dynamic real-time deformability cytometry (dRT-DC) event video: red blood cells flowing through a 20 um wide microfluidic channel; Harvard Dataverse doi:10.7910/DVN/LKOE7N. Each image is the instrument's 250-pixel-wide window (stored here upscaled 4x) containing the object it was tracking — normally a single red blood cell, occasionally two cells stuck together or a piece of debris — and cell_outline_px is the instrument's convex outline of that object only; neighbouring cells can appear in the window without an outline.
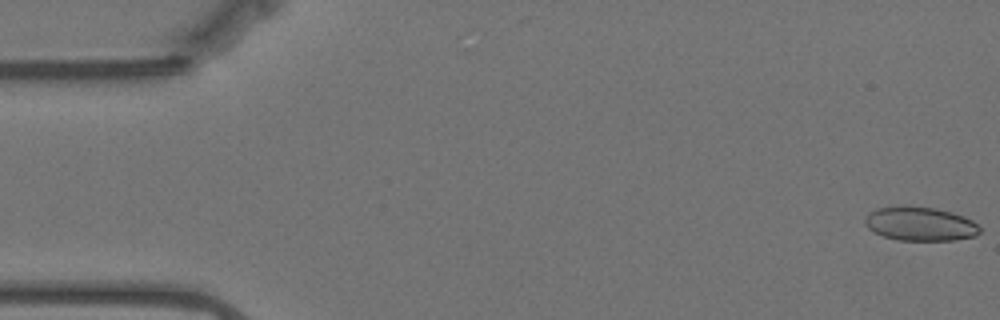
{"species": "Egyptian fruit bat (a non-hibernating species)", "species_latin": "Rousettus aegyptiacus", "temperature_condition": "warm", "stored_images_in_passage": 51, "camera_frame_rate_fps": 3000, "um_per_image_px": 0.085, "animal": {"sex": "female"}, "frame": {"image": 1, "passage_image": 1, "time_ms": 0.0, "image_size_px": [1000, 320], "cell_outline_px": [[980, 232], [976, 236], [956, 240], [896, 240], [872, 232], [864, 224], [864, 220], [868, 212], [876, 208], [904, 204], [908, 204], [936, 208], [952, 212], [964, 216], [972, 220], [980, 228]], "centroid_in_image_um": [78.17, 19.0], "position_along_channel_um": 6.8, "area_um2": 23.29}}
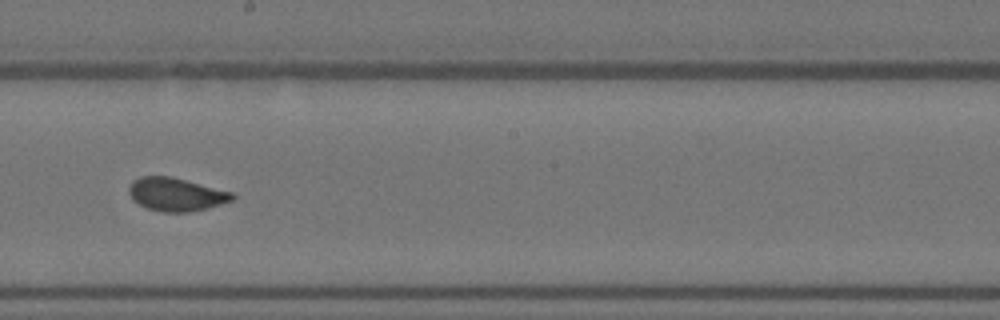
{"frame": {"image": 2, "passage_image": 25, "time_ms": 8.0, "image_size_px": [1000, 320], "cell_outline_px": [[236, 196], [232, 200], [208, 208], [192, 212], [164, 212], [148, 208], [132, 200], [128, 192], [128, 188], [132, 180], [140, 176], [172, 176], [232, 192]], "centroid_in_image_um": [14.95, 16.51], "position_along_channel_um": 233.3, "area_um2": 20.11}}
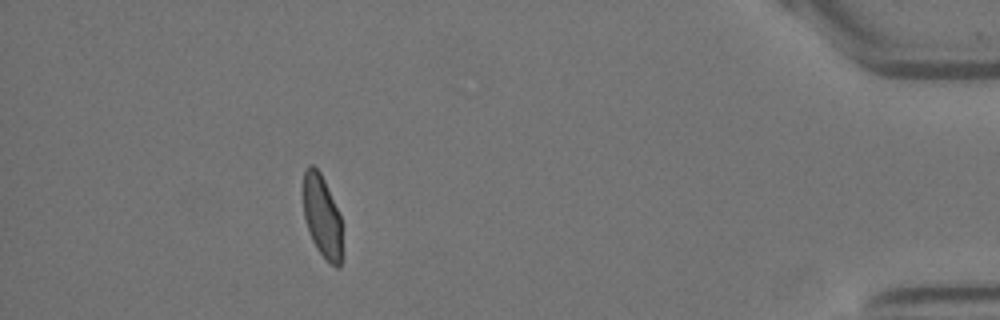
{"frame": {"image": 3, "passage_image": 45, "time_ms": 14.667, "image_size_px": [1000, 320], "cell_outline_px": [[340, 264], [336, 268], [316, 248], [312, 240], [304, 216], [304, 172], [308, 164], [312, 164], [320, 172], [324, 180], [340, 216]], "centroid_in_image_um": [27.35, 18.34], "position_along_channel_um": 407.9, "area_um2": 17.92}, "authors_computed_cell_mechanics": {"area_um2": 20.3456, "velocity_mm_per_s": 3.5053, "shape_relaxation_time_tau1_ms": 9.4069, "shape_relaxation_time_tau2_ms": null, "deformation_change_tau1": 0.1535, "deformation_change_tau2": null}}